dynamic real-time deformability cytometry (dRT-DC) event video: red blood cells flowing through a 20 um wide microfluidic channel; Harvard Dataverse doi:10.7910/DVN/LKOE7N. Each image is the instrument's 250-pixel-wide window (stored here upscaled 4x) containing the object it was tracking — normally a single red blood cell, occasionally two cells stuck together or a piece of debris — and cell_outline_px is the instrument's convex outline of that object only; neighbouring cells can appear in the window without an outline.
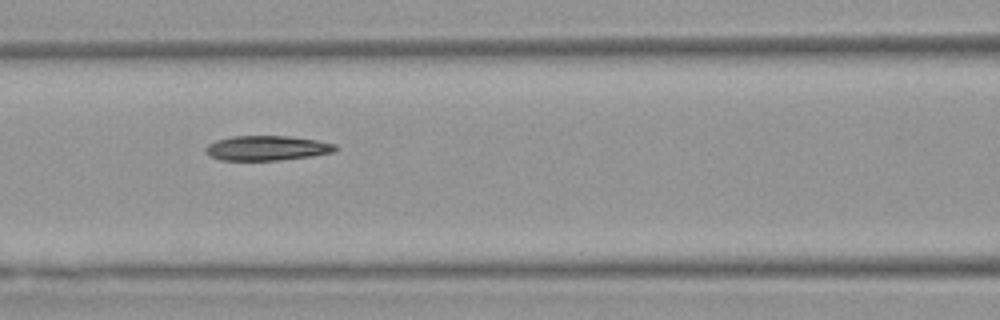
{"species": "Egyptian fruit bat (a non-hibernating species)", "species_latin": "Rousettus aegyptiacus", "temperature_condition": "warm", "stored_images_in_passage": 7, "camera_frame_rate_fps": 3000, "um_per_image_px": 0.085, "animal": {"sex": "female"}, "frame": {"image": 1, "passage_image": 5, "time_ms": 1.333, "image_size_px": [1000, 320], "cell_outline_px": [[340, 148], [336, 152], [312, 156], [280, 160], [220, 160], [208, 156], [204, 152], [204, 148], [208, 144], [216, 140], [232, 136], [288, 136], [316, 140], [336, 144]], "centroid_in_image_um": [22.69, 12.59], "position_along_channel_um": 143.9, "area_um2": 19.02}}
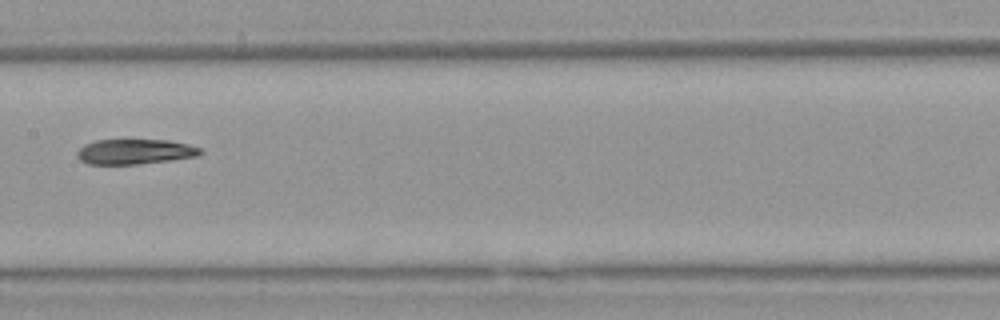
{"frame": {"image": 2, "passage_image": 6, "time_ms": 1.667, "image_size_px": [1000, 320], "cell_outline_px": [[204, 152], [200, 156], [136, 164], [88, 164], [80, 160], [76, 156], [76, 152], [84, 144], [96, 140], [168, 140], [188, 144], [200, 148]], "centroid_in_image_um": [11.46, 12.89], "position_along_channel_um": 195.9, "area_um2": 18.03}}
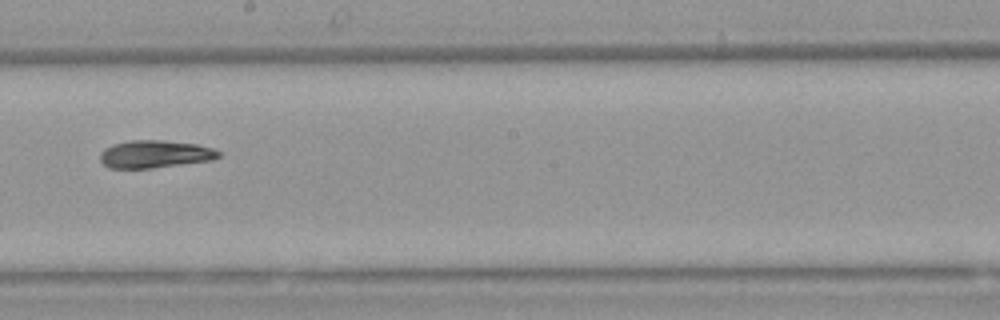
{"frame": {"image": 3, "passage_image": 7, "time_ms": 2.0, "image_size_px": [1000, 320], "cell_outline_px": [[220, 156], [212, 160], [184, 164], [152, 168], [108, 168], [100, 160], [100, 152], [104, 148], [112, 144], [128, 140], [160, 140], [196, 144], [212, 148], [220, 152]], "centroid_in_image_um": [13.13, 13.1], "position_along_channel_um": 235.1, "area_um2": 19.13}}